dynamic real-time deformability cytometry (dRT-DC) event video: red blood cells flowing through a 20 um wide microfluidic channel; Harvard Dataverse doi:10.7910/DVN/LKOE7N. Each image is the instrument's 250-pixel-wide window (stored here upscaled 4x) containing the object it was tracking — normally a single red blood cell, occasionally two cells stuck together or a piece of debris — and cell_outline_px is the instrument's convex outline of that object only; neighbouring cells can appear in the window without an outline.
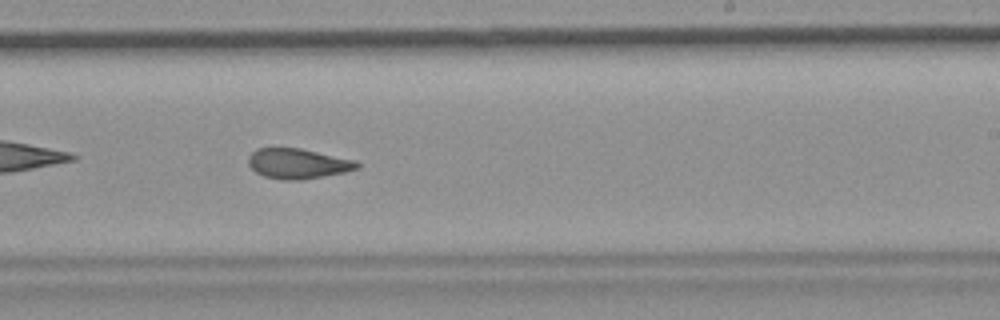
{"species": "common noctule bat (a hibernating species)", "species_latin": "Nyctalus noctula", "temperature_condition": "room temperature", "stored_images_in_passage": 51, "camera_frame_rate_fps": 3000, "um_per_image_px": 0.085, "animal": {"sex": "female", "body_mass_g": 19.9}, "frame": {"image": 1, "passage_image": 30, "time_ms": 9.667, "image_size_px": [1000, 320], "cell_outline_px": [[360, 168], [344, 172], [324, 176], [300, 180], [284, 180], [264, 176], [256, 172], [248, 164], [248, 156], [256, 148], [300, 148], [356, 160], [360, 164]], "centroid_in_image_um": [25.32, 13.9], "position_along_channel_um": 263.7, "area_um2": 19.13}, "authors_computed_cell_mechanics": {"area_um2": 19.9988, "velocity_mm_per_s": 3.7092, "shape_relaxation_time_tau1_ms": null, "shape_relaxation_time_tau2_ms": 3.1986, "deformation_change_tau1": null, "deformation_change_tau2": 0.1036}}